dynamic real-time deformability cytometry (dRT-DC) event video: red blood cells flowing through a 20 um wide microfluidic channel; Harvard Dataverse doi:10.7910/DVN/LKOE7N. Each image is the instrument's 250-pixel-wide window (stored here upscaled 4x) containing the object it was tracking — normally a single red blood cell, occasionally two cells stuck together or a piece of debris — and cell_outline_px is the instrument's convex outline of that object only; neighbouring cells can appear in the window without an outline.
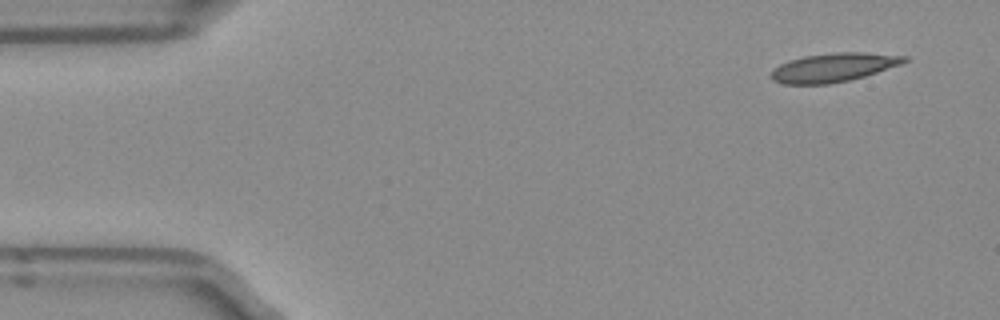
{"species": "Egyptian fruit bat (a non-hibernating species)", "species_latin": "Rousettus aegyptiacus", "temperature_condition": "room temperature", "stored_images_in_passage": 4, "camera_frame_rate_fps": 3000, "um_per_image_px": 0.085, "frame": {"image": 1, "passage_image": 1, "time_ms": 0.0, "image_size_px": [1000, 320], "cell_outline_px": [[908, 60], [900, 64], [864, 76], [848, 80], [828, 84], [784, 84], [772, 80], [772, 72], [780, 64], [788, 60], [804, 56], [832, 52], [864, 52], [908, 56]], "centroid_in_image_um": [70.84, 5.72], "position_along_channel_um": 14.2, "area_um2": 22.14}}